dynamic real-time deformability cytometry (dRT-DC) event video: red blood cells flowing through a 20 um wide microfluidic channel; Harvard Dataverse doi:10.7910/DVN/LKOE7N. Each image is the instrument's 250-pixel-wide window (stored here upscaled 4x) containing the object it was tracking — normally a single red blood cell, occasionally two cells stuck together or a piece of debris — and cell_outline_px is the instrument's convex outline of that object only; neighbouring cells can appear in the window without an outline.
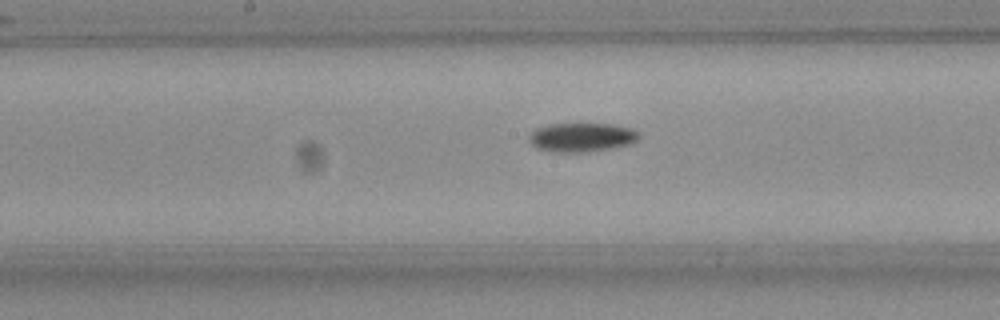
{"species": "Egyptian fruit bat (a non-hibernating species)", "species_latin": "Rousettus aegyptiacus", "temperature_condition": "room temperature", "stored_images_in_passage": 27, "camera_frame_rate_fps": 3000, "um_per_image_px": 0.085, "frame": {"image": 1, "passage_image": 12, "time_ms": 3.667, "image_size_px": [1000, 320], "cell_outline_px": [[640, 136], [636, 140], [628, 144], [612, 148], [580, 152], [560, 152], [536, 148], [528, 140], [528, 136], [536, 128], [548, 124], [616, 124], [632, 128]], "centroid_in_image_um": [49.42, 11.66], "position_along_channel_um": 198.8, "area_um2": 18.38}}
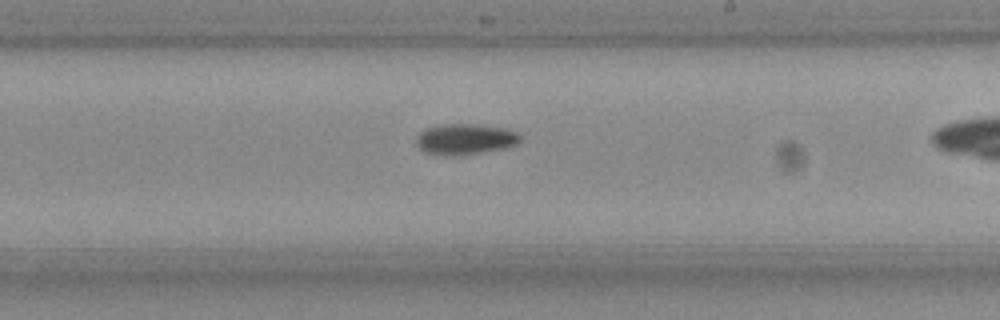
{"frame": {"image": 2, "passage_image": 16, "time_ms": 5.0, "image_size_px": [1000, 320], "cell_outline_px": [[520, 140], [516, 144], [500, 148], [476, 152], [428, 152], [420, 148], [416, 144], [416, 136], [420, 132], [428, 128], [444, 124], [480, 124], [504, 128], [520, 132]], "centroid_in_image_um": [39.59, 11.75], "position_along_channel_um": 249.4, "area_um2": 17.51}}